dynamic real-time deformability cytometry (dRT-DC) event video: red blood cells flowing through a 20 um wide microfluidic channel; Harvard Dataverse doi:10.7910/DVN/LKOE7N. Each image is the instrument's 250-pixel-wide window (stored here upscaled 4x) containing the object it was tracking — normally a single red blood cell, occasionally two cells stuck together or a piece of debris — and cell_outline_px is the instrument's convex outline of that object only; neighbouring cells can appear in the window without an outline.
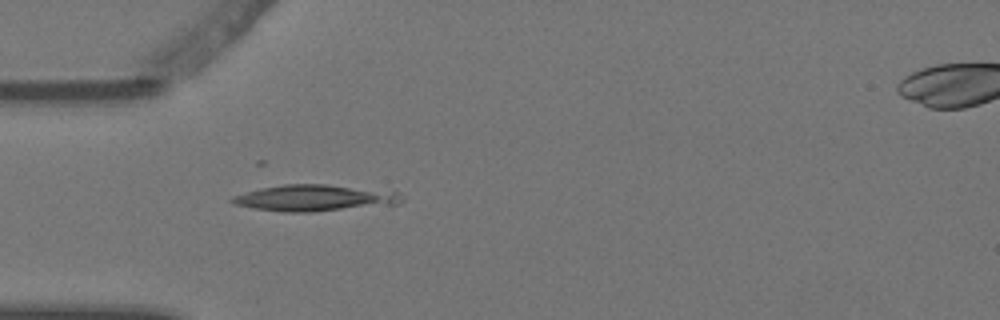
{"species": "Egyptian fruit bat (a non-hibernating species)", "species_latin": "Rousettus aegyptiacus", "temperature_condition": "warm", "stored_images_in_passage": 5, "camera_frame_rate_fps": 3000, "um_per_image_px": 0.085, "animal": {"sex": "female"}, "frame": {"image": 1, "passage_image": 4, "time_ms": 1.0, "image_size_px": [1000, 320], "cell_outline_px": [[404, 200], [400, 204], [312, 212], [284, 212], [256, 208], [232, 204], [228, 200], [232, 196], [260, 188], [284, 184], [328, 184], [400, 192], [404, 196]], "centroid_in_image_um": [26.78, 16.83], "position_along_channel_um": 58.2, "area_um2": 26.3}}